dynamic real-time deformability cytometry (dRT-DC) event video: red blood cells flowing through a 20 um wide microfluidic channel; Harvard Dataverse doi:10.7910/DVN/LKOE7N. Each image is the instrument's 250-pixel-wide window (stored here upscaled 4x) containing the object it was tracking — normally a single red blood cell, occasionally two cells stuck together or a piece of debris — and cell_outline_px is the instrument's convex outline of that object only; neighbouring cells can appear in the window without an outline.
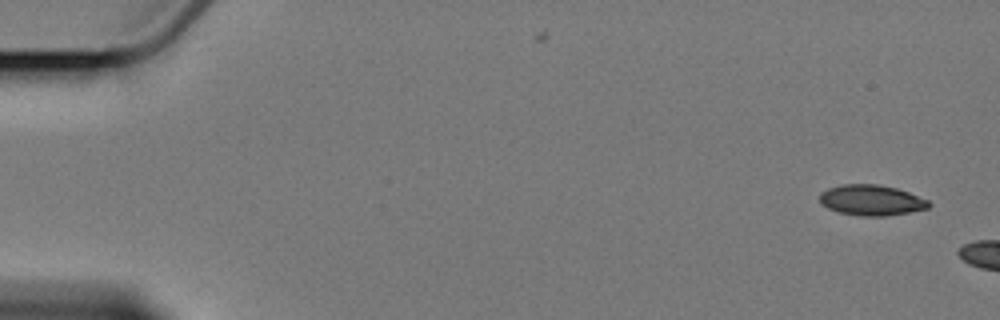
{"species": "Egyptian fruit bat (a non-hibernating species)", "species_latin": "Rousettus aegyptiacus", "temperature_condition": "cold", "stored_images_in_passage": 2, "camera_frame_rate_fps": 3000, "um_per_image_px": 0.085, "animal": {"sex": "female"}, "frame": {"image": 1, "passage_image": 1, "time_ms": 0.0, "image_size_px": [1000, 320], "cell_outline_px": [[932, 204], [928, 208], [888, 216], [860, 216], [840, 212], [828, 208], [820, 204], [820, 192], [828, 188], [844, 184], [876, 184], [896, 188], [908, 192], [928, 200]], "centroid_in_image_um": [74.06, 17.02], "position_along_channel_um": 10.9, "area_um2": 19.42}}